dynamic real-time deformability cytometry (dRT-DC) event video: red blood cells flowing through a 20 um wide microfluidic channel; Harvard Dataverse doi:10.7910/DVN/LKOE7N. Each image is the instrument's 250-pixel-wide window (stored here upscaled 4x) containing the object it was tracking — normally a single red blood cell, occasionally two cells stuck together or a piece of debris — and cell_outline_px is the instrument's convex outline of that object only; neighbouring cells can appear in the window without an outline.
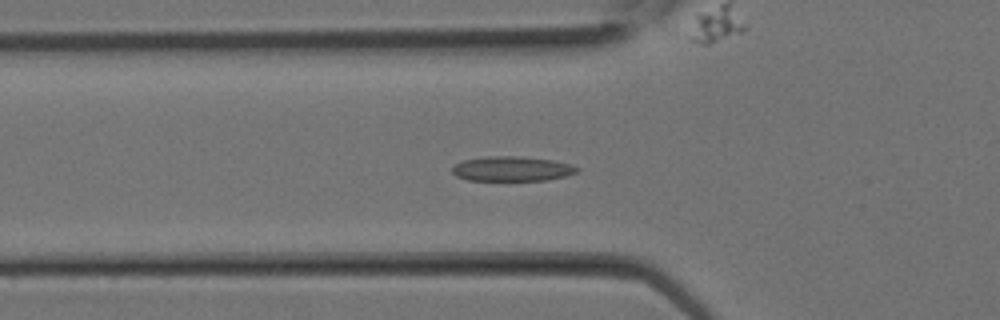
{"species": "Egyptian fruit bat (a non-hibernating species)", "species_latin": "Rousettus aegyptiacus", "temperature_condition": "room temperature", "stored_images_in_passage": 21, "camera_frame_rate_fps": 3000, "um_per_image_px": 0.085, "animal": {"sex": "female"}, "frame": {"image": 1, "passage_image": 10, "time_ms": 3.0, "image_size_px": [1000, 320], "cell_outline_px": [[580, 168], [576, 172], [564, 176], [548, 180], [468, 180], [456, 176], [452, 172], [452, 164], [464, 160], [488, 156], [520, 156], [552, 160], [568, 164]], "centroid_in_image_um": [43.46, 14.34], "position_along_channel_um": 82.3, "area_um2": 17.92}}
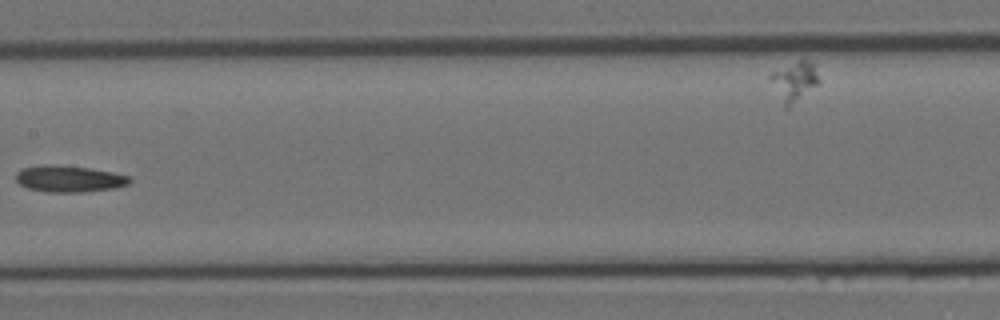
{"frame": {"image": 2, "passage_image": 15, "time_ms": 4.667, "image_size_px": [1000, 320], "cell_outline_px": [[132, 180], [128, 184], [112, 188], [84, 192], [44, 192], [28, 188], [20, 184], [16, 180], [16, 172], [20, 168], [40, 164], [48, 164], [92, 168], [112, 172], [128, 176]], "centroid_in_image_um": [5.82, 15.19], "position_along_channel_um": 201.6, "area_um2": 17.69}}
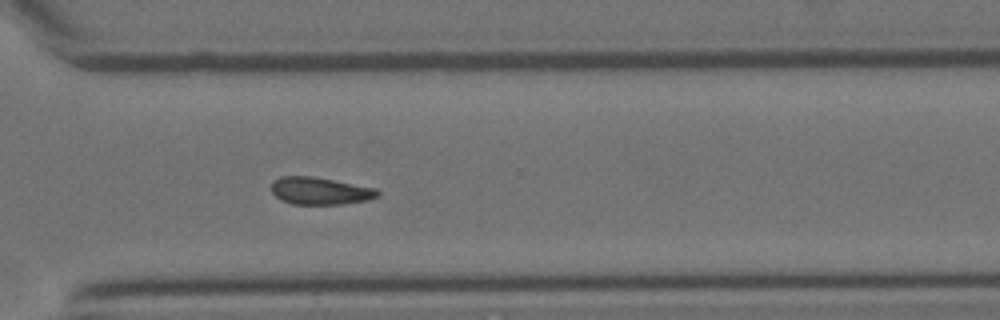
{"frame": {"image": 3, "passage_image": 21, "time_ms": 6.667, "image_size_px": [1000, 320], "cell_outline_px": [[380, 196], [368, 200], [340, 204], [292, 204], [280, 200], [272, 192], [272, 180], [280, 176], [312, 176], [376, 188], [380, 192]], "centroid_in_image_um": [27.2, 16.22], "position_along_channel_um": 343.4, "area_um2": 16.99}}